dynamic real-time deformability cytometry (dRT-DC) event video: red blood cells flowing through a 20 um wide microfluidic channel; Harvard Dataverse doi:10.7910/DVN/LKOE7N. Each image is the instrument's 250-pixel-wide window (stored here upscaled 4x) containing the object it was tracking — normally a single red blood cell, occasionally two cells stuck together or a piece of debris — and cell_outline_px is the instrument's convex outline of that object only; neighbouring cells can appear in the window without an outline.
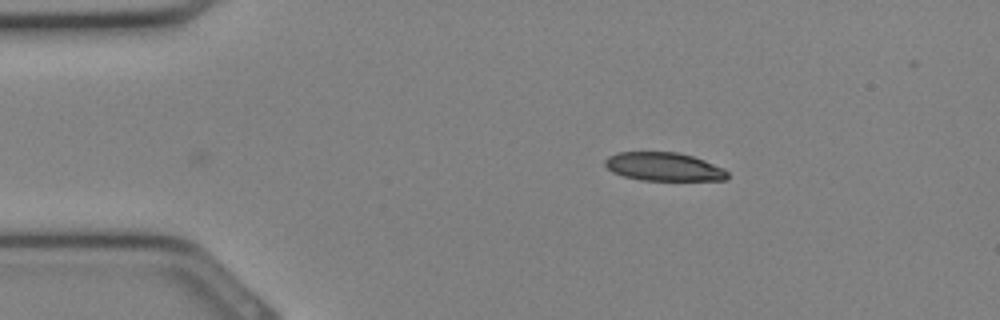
{"species": "Egyptian fruit bat (a non-hibernating species)", "species_latin": "Rousettus aegyptiacus", "temperature_condition": "cold", "stored_images_in_passage": 9, "camera_frame_rate_fps": 3000, "um_per_image_px": 0.085, "animal": {"sex": "female"}, "frame": {"image": 1, "passage_image": 9, "time_ms": 2.667, "image_size_px": [1000, 320], "cell_outline_px": [[728, 180], [640, 180], [624, 176], [612, 172], [604, 164], [604, 160], [608, 156], [616, 152], [676, 152], [692, 156], [704, 160], [724, 168], [728, 172]], "centroid_in_image_um": [56.41, 14.17], "position_along_channel_um": 28.6, "area_um2": 20.35}}